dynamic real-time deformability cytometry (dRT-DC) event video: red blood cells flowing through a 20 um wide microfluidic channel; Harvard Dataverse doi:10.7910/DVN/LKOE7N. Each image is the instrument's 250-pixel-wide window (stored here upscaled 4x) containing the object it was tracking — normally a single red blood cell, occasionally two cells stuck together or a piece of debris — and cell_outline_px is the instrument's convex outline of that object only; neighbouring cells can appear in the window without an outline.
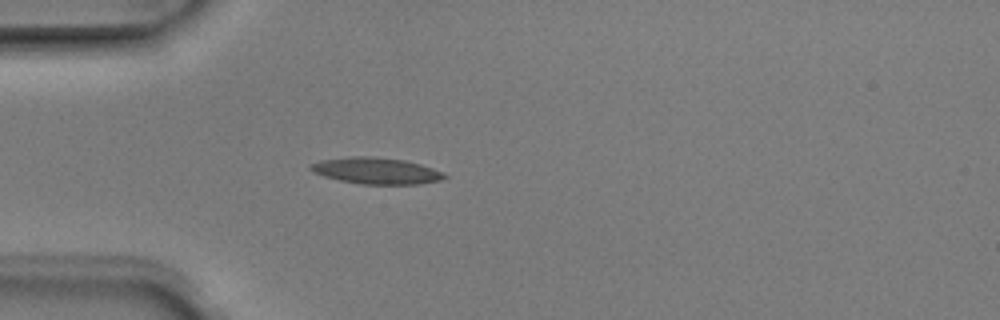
{"species": "Egyptian fruit bat (a non-hibernating species)", "species_latin": "Rousettus aegyptiacus", "temperature_condition": "room temperature", "stored_images_in_passage": 2, "camera_frame_rate_fps": 3000, "um_per_image_px": 0.085, "animal": {"sex": "male"}, "frame": {"image": 1, "passage_image": 2, "time_ms": 0.333, "image_size_px": [1000, 320], "cell_outline_px": [[448, 176], [440, 180], [416, 184], [360, 184], [340, 180], [324, 176], [312, 172], [308, 168], [308, 164], [320, 160], [352, 156], [372, 156], [404, 160], [420, 164], [444, 172]], "centroid_in_image_um": [31.94, 14.51], "position_along_channel_um": 53.1, "area_um2": 20.63}}